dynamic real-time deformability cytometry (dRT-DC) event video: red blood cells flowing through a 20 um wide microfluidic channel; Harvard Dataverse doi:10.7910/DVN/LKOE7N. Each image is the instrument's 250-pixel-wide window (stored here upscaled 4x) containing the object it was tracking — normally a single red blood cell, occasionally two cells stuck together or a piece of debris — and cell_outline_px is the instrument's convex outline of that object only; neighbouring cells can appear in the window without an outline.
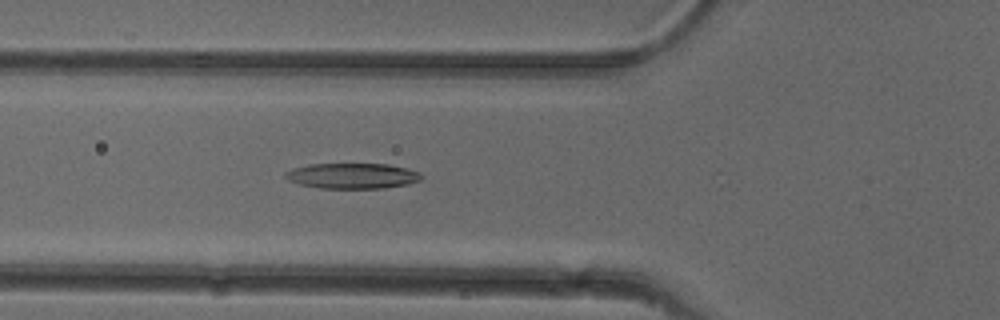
{"species": "common noctule bat (a hibernating species)", "species_latin": "Nyctalus noctula", "temperature_condition": "cold", "stored_images_in_passage": 11, "camera_frame_rate_fps": 3000, "um_per_image_px": 0.085, "animal": {"sex": "female"}, "frame": {"image": 1, "passage_image": 8, "time_ms": 2.333, "image_size_px": [1000, 320], "cell_outline_px": [[424, 176], [420, 180], [408, 184], [384, 188], [320, 188], [300, 184], [288, 180], [284, 176], [284, 172], [292, 168], [308, 164], [388, 164], [420, 172]], "centroid_in_image_um": [29.93, 14.94], "position_along_channel_um": 95.9, "area_um2": 20.23}}